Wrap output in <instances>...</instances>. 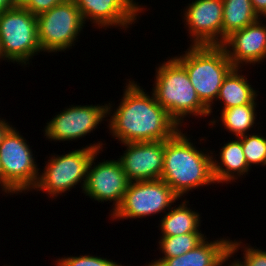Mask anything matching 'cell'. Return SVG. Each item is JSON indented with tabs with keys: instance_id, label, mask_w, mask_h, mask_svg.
<instances>
[{
	"instance_id": "7402d4cb",
	"label": "cell",
	"mask_w": 266,
	"mask_h": 266,
	"mask_svg": "<svg viewBox=\"0 0 266 266\" xmlns=\"http://www.w3.org/2000/svg\"><path fill=\"white\" fill-rule=\"evenodd\" d=\"M207 236L203 232H191L176 236H160L157 246L159 258L178 257L199 245Z\"/></svg>"
},
{
	"instance_id": "277c9868",
	"label": "cell",
	"mask_w": 266,
	"mask_h": 266,
	"mask_svg": "<svg viewBox=\"0 0 266 266\" xmlns=\"http://www.w3.org/2000/svg\"><path fill=\"white\" fill-rule=\"evenodd\" d=\"M188 46L186 51L180 52L181 55L173 57L186 69L200 101L213 117L220 87L234 66L221 45Z\"/></svg>"
},
{
	"instance_id": "3957f363",
	"label": "cell",
	"mask_w": 266,
	"mask_h": 266,
	"mask_svg": "<svg viewBox=\"0 0 266 266\" xmlns=\"http://www.w3.org/2000/svg\"><path fill=\"white\" fill-rule=\"evenodd\" d=\"M166 60L158 63V66L155 67L154 84L151 92L156 101L180 128H186L188 124L186 121L191 117L207 118L209 109L200 101L186 69L172 56Z\"/></svg>"
},
{
	"instance_id": "ffe728a7",
	"label": "cell",
	"mask_w": 266,
	"mask_h": 266,
	"mask_svg": "<svg viewBox=\"0 0 266 266\" xmlns=\"http://www.w3.org/2000/svg\"><path fill=\"white\" fill-rule=\"evenodd\" d=\"M189 203L188 199L181 198L180 204L173 205L163 217H160V224H158V230L162 234L160 236H176L191 232H202L200 230L203 221L201 220L202 215H200L198 210L191 207Z\"/></svg>"
},
{
	"instance_id": "52a82bcc",
	"label": "cell",
	"mask_w": 266,
	"mask_h": 266,
	"mask_svg": "<svg viewBox=\"0 0 266 266\" xmlns=\"http://www.w3.org/2000/svg\"><path fill=\"white\" fill-rule=\"evenodd\" d=\"M0 46L7 62L29 67L41 54L37 18L25 7H12L0 14Z\"/></svg>"
},
{
	"instance_id": "e0dca14e",
	"label": "cell",
	"mask_w": 266,
	"mask_h": 266,
	"mask_svg": "<svg viewBox=\"0 0 266 266\" xmlns=\"http://www.w3.org/2000/svg\"><path fill=\"white\" fill-rule=\"evenodd\" d=\"M233 139L226 143L223 142V146L217 151L218 154L215 150H211L212 170L216 186L217 184H222V186L223 184H232L251 171L245 159L241 139L236 137Z\"/></svg>"
},
{
	"instance_id": "603a6c76",
	"label": "cell",
	"mask_w": 266,
	"mask_h": 266,
	"mask_svg": "<svg viewBox=\"0 0 266 266\" xmlns=\"http://www.w3.org/2000/svg\"><path fill=\"white\" fill-rule=\"evenodd\" d=\"M248 167H266V137L259 131L239 137Z\"/></svg>"
},
{
	"instance_id": "8fae6325",
	"label": "cell",
	"mask_w": 266,
	"mask_h": 266,
	"mask_svg": "<svg viewBox=\"0 0 266 266\" xmlns=\"http://www.w3.org/2000/svg\"><path fill=\"white\" fill-rule=\"evenodd\" d=\"M103 151L99 150L93 156L82 193L98 203L112 202V205H110L112 207L109 213L110 216L121 204L130 181L127 179L118 159H102L101 161L98 159V156Z\"/></svg>"
},
{
	"instance_id": "f1b7e54d",
	"label": "cell",
	"mask_w": 266,
	"mask_h": 266,
	"mask_svg": "<svg viewBox=\"0 0 266 266\" xmlns=\"http://www.w3.org/2000/svg\"><path fill=\"white\" fill-rule=\"evenodd\" d=\"M13 127V124H11L6 118H2L0 116V144L3 141L6 133Z\"/></svg>"
},
{
	"instance_id": "9c48e42d",
	"label": "cell",
	"mask_w": 266,
	"mask_h": 266,
	"mask_svg": "<svg viewBox=\"0 0 266 266\" xmlns=\"http://www.w3.org/2000/svg\"><path fill=\"white\" fill-rule=\"evenodd\" d=\"M180 199L162 179L130 182L109 220L144 219L157 214L162 217Z\"/></svg>"
},
{
	"instance_id": "d6a6232c",
	"label": "cell",
	"mask_w": 266,
	"mask_h": 266,
	"mask_svg": "<svg viewBox=\"0 0 266 266\" xmlns=\"http://www.w3.org/2000/svg\"><path fill=\"white\" fill-rule=\"evenodd\" d=\"M2 61L7 62L6 59H5V57H4L3 54H2L1 46H0V63H1Z\"/></svg>"
},
{
	"instance_id": "83f0119b",
	"label": "cell",
	"mask_w": 266,
	"mask_h": 266,
	"mask_svg": "<svg viewBox=\"0 0 266 266\" xmlns=\"http://www.w3.org/2000/svg\"><path fill=\"white\" fill-rule=\"evenodd\" d=\"M233 258V261L230 260ZM229 262V263H228ZM219 266H243L242 263L237 259H234V255L229 251L220 261Z\"/></svg>"
},
{
	"instance_id": "5b68a950",
	"label": "cell",
	"mask_w": 266,
	"mask_h": 266,
	"mask_svg": "<svg viewBox=\"0 0 266 266\" xmlns=\"http://www.w3.org/2000/svg\"><path fill=\"white\" fill-rule=\"evenodd\" d=\"M94 143L86 144L79 149H75L60 155L52 153L51 156H47V161L44 163V169H40L39 178L36 186L31 192H42L47 194V199L60 198L59 196H65L68 192L80 185V189L83 192L88 168L93 156L104 150L105 141H98ZM54 154V155H53ZM66 193V194H65ZM64 194V195H63Z\"/></svg>"
},
{
	"instance_id": "d4e9b609",
	"label": "cell",
	"mask_w": 266,
	"mask_h": 266,
	"mask_svg": "<svg viewBox=\"0 0 266 266\" xmlns=\"http://www.w3.org/2000/svg\"><path fill=\"white\" fill-rule=\"evenodd\" d=\"M55 266H126L97 254L63 256L55 260ZM128 266V265H127Z\"/></svg>"
},
{
	"instance_id": "4dcf8cb0",
	"label": "cell",
	"mask_w": 266,
	"mask_h": 266,
	"mask_svg": "<svg viewBox=\"0 0 266 266\" xmlns=\"http://www.w3.org/2000/svg\"><path fill=\"white\" fill-rule=\"evenodd\" d=\"M30 0H11L13 7H25Z\"/></svg>"
},
{
	"instance_id": "9a60e30c",
	"label": "cell",
	"mask_w": 266,
	"mask_h": 266,
	"mask_svg": "<svg viewBox=\"0 0 266 266\" xmlns=\"http://www.w3.org/2000/svg\"><path fill=\"white\" fill-rule=\"evenodd\" d=\"M259 18L245 28L233 32L222 43L234 67H252L266 60V19ZM262 62V63H261Z\"/></svg>"
},
{
	"instance_id": "4316f807",
	"label": "cell",
	"mask_w": 266,
	"mask_h": 266,
	"mask_svg": "<svg viewBox=\"0 0 266 266\" xmlns=\"http://www.w3.org/2000/svg\"><path fill=\"white\" fill-rule=\"evenodd\" d=\"M255 13L259 18H266V0H251Z\"/></svg>"
},
{
	"instance_id": "5bb4252c",
	"label": "cell",
	"mask_w": 266,
	"mask_h": 266,
	"mask_svg": "<svg viewBox=\"0 0 266 266\" xmlns=\"http://www.w3.org/2000/svg\"><path fill=\"white\" fill-rule=\"evenodd\" d=\"M117 158L130 182L161 179L165 141L123 143Z\"/></svg>"
},
{
	"instance_id": "7c38bea8",
	"label": "cell",
	"mask_w": 266,
	"mask_h": 266,
	"mask_svg": "<svg viewBox=\"0 0 266 266\" xmlns=\"http://www.w3.org/2000/svg\"><path fill=\"white\" fill-rule=\"evenodd\" d=\"M84 23L90 22L96 29H121L128 31L140 16L147 10V6L136 0H74ZM144 6V7H143ZM145 8V9H144ZM143 13V14H142Z\"/></svg>"
},
{
	"instance_id": "f546056e",
	"label": "cell",
	"mask_w": 266,
	"mask_h": 266,
	"mask_svg": "<svg viewBox=\"0 0 266 266\" xmlns=\"http://www.w3.org/2000/svg\"><path fill=\"white\" fill-rule=\"evenodd\" d=\"M11 0H0V14L7 9L12 8Z\"/></svg>"
},
{
	"instance_id": "cb8c5ba5",
	"label": "cell",
	"mask_w": 266,
	"mask_h": 266,
	"mask_svg": "<svg viewBox=\"0 0 266 266\" xmlns=\"http://www.w3.org/2000/svg\"><path fill=\"white\" fill-rule=\"evenodd\" d=\"M246 241L243 240H230L229 251L234 255L237 256L239 250L243 252V255L240 258H237L243 266H266V250L262 249V247L258 248L256 245L251 246L250 243H245ZM244 244V245H243ZM236 254V255H235Z\"/></svg>"
},
{
	"instance_id": "1f68e13d",
	"label": "cell",
	"mask_w": 266,
	"mask_h": 266,
	"mask_svg": "<svg viewBox=\"0 0 266 266\" xmlns=\"http://www.w3.org/2000/svg\"><path fill=\"white\" fill-rule=\"evenodd\" d=\"M0 191L2 193V166H1V159H0Z\"/></svg>"
},
{
	"instance_id": "ac0fdd59",
	"label": "cell",
	"mask_w": 266,
	"mask_h": 266,
	"mask_svg": "<svg viewBox=\"0 0 266 266\" xmlns=\"http://www.w3.org/2000/svg\"><path fill=\"white\" fill-rule=\"evenodd\" d=\"M242 69L241 67H234L227 74L220 87L214 104L217 106L216 103H222V110L244 104H259L257 101L259 91L249 82L247 74L242 72L245 68Z\"/></svg>"
},
{
	"instance_id": "44dd1931",
	"label": "cell",
	"mask_w": 266,
	"mask_h": 266,
	"mask_svg": "<svg viewBox=\"0 0 266 266\" xmlns=\"http://www.w3.org/2000/svg\"><path fill=\"white\" fill-rule=\"evenodd\" d=\"M259 16L251 0H223L222 43L233 32L256 22Z\"/></svg>"
},
{
	"instance_id": "30bf717a",
	"label": "cell",
	"mask_w": 266,
	"mask_h": 266,
	"mask_svg": "<svg viewBox=\"0 0 266 266\" xmlns=\"http://www.w3.org/2000/svg\"><path fill=\"white\" fill-rule=\"evenodd\" d=\"M108 105L91 104V105H69L62 111L52 116L47 121L43 135L49 141L63 143L67 141L80 140L98 129L99 124L107 121Z\"/></svg>"
},
{
	"instance_id": "d6986e66",
	"label": "cell",
	"mask_w": 266,
	"mask_h": 266,
	"mask_svg": "<svg viewBox=\"0 0 266 266\" xmlns=\"http://www.w3.org/2000/svg\"><path fill=\"white\" fill-rule=\"evenodd\" d=\"M257 105L259 104H244L221 110L219 113L221 114L220 117L217 115L214 116L217 118H211L210 121H208V125L212 129L216 128L217 125L219 127L222 126V128L229 132L230 135L233 134L232 137L234 136V138H239L241 136L250 134V130L251 133L252 130L253 132L258 131L261 128H259L260 126L256 128V126L260 124V122L257 120Z\"/></svg>"
},
{
	"instance_id": "4fadbf2b",
	"label": "cell",
	"mask_w": 266,
	"mask_h": 266,
	"mask_svg": "<svg viewBox=\"0 0 266 266\" xmlns=\"http://www.w3.org/2000/svg\"><path fill=\"white\" fill-rule=\"evenodd\" d=\"M183 8L190 46L222 45L223 0H193Z\"/></svg>"
},
{
	"instance_id": "2e32d148",
	"label": "cell",
	"mask_w": 266,
	"mask_h": 266,
	"mask_svg": "<svg viewBox=\"0 0 266 266\" xmlns=\"http://www.w3.org/2000/svg\"><path fill=\"white\" fill-rule=\"evenodd\" d=\"M230 237L215 240L205 238L192 250L178 257L155 258L143 266H219L221 259L229 252Z\"/></svg>"
},
{
	"instance_id": "484cf974",
	"label": "cell",
	"mask_w": 266,
	"mask_h": 266,
	"mask_svg": "<svg viewBox=\"0 0 266 266\" xmlns=\"http://www.w3.org/2000/svg\"><path fill=\"white\" fill-rule=\"evenodd\" d=\"M65 0H30L25 8L33 15L37 16L43 12L49 11L54 6Z\"/></svg>"
},
{
	"instance_id": "8992f818",
	"label": "cell",
	"mask_w": 266,
	"mask_h": 266,
	"mask_svg": "<svg viewBox=\"0 0 266 266\" xmlns=\"http://www.w3.org/2000/svg\"><path fill=\"white\" fill-rule=\"evenodd\" d=\"M32 147L16 127L6 133L0 144L4 196L27 194L36 186L40 168Z\"/></svg>"
},
{
	"instance_id": "6da1fadb",
	"label": "cell",
	"mask_w": 266,
	"mask_h": 266,
	"mask_svg": "<svg viewBox=\"0 0 266 266\" xmlns=\"http://www.w3.org/2000/svg\"><path fill=\"white\" fill-rule=\"evenodd\" d=\"M124 85L118 106L107 103V131L119 144L165 141L180 129L146 87L131 78Z\"/></svg>"
},
{
	"instance_id": "ba28073f",
	"label": "cell",
	"mask_w": 266,
	"mask_h": 266,
	"mask_svg": "<svg viewBox=\"0 0 266 266\" xmlns=\"http://www.w3.org/2000/svg\"><path fill=\"white\" fill-rule=\"evenodd\" d=\"M36 18L38 41L43 54L66 53L76 45L86 27L74 0H65Z\"/></svg>"
},
{
	"instance_id": "7a4b0ae2",
	"label": "cell",
	"mask_w": 266,
	"mask_h": 266,
	"mask_svg": "<svg viewBox=\"0 0 266 266\" xmlns=\"http://www.w3.org/2000/svg\"><path fill=\"white\" fill-rule=\"evenodd\" d=\"M182 129V130H181ZM180 128L165 140L161 179L182 199L190 191L216 184L212 170L211 150L196 147L193 136ZM184 132V133H183ZM192 137V138H191Z\"/></svg>"
}]
</instances>
